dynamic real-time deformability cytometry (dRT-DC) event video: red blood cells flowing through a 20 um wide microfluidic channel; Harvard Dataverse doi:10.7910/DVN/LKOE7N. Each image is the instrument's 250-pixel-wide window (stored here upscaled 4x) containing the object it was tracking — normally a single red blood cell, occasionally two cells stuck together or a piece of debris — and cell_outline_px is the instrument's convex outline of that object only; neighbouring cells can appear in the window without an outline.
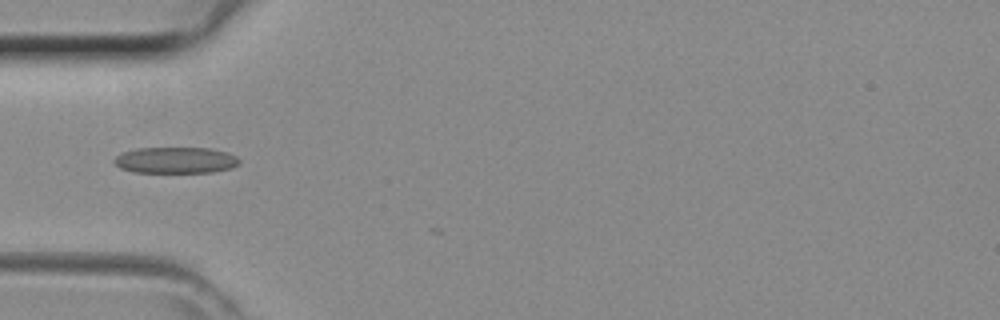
{"species": "common noctule bat (a hibernating species)", "species_latin": "Nyctalus noctula", "temperature_condition": "room temperature", "stored_images_in_passage": 14, "camera_frame_rate_fps": 3000, "um_per_image_px": 0.085, "animal": {"sex": "female", "body_mass_g": 29.2, "forearm_length_mm": 56.3}, "frame": {"image": 1, "passage_image": 13, "time_ms": 4.0, "image_size_px": [1000, 320], "cell_outline_px": [[240, 164], [232, 168], [212, 172], [132, 172], [120, 168], [112, 160], [116, 156], [124, 152], [140, 148], [208, 148], [224, 152], [236, 156], [240, 160]], "centroid_in_image_um": [14.93, 13.62], "position_along_channel_um": 70.1, "area_um2": 19.02}}